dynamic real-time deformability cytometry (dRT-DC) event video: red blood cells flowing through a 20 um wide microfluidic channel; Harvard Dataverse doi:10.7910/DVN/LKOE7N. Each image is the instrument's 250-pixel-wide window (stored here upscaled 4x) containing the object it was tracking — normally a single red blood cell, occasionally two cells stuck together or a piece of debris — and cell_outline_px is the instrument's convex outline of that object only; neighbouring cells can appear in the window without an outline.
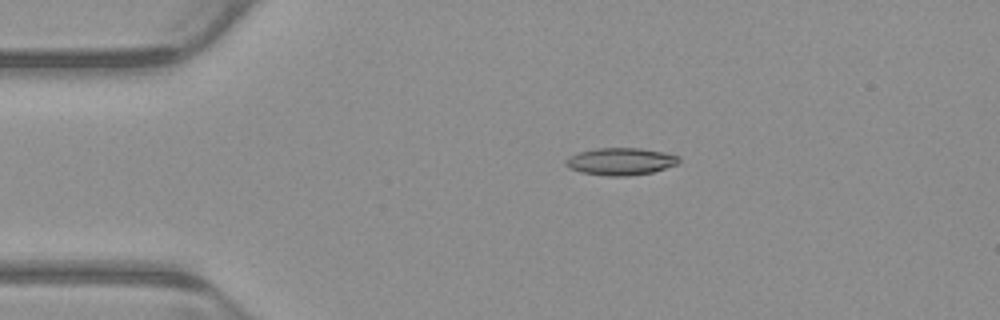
{"species": "common noctule bat (a hibernating species)", "species_latin": "Nyctalus noctula", "temperature_condition": "warm", "stored_images_in_passage": 4, "camera_frame_rate_fps": 3000, "um_per_image_px": 0.085, "animal": {"sex": "male", "body_mass_g": 23.1, "forearm_length_mm": 52.7}, "frame": {"image": 1, "passage_image": 3, "time_ms": 0.667, "image_size_px": [1000, 320], "cell_outline_px": [[680, 164], [652, 172], [628, 176], [608, 176], [580, 172], [568, 168], [564, 164], [564, 160], [568, 156], [580, 152], [596, 148], [640, 148], [664, 152], [680, 156]], "centroid_in_image_um": [52.75, 13.72], "position_along_channel_um": 32.2, "area_um2": 18.21}}